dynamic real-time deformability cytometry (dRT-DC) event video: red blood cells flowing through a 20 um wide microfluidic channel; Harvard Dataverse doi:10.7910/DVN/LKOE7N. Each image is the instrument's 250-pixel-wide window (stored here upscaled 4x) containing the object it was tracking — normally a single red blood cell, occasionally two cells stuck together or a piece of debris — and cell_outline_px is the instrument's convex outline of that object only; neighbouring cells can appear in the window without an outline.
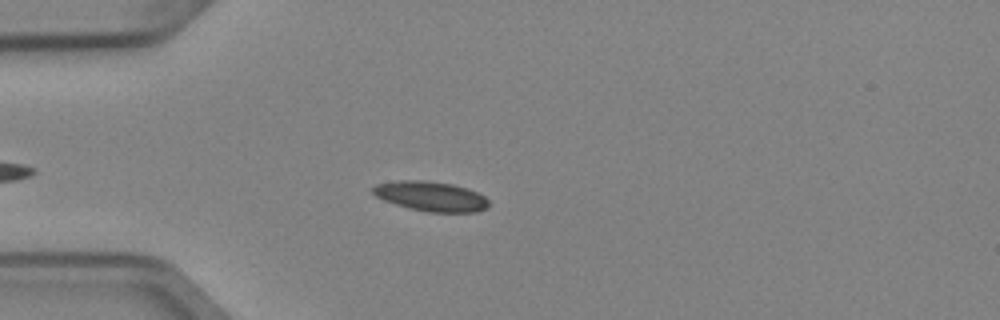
{"species": "Egyptian fruit bat (a non-hibernating species)", "species_latin": "Rousettus aegyptiacus", "temperature_condition": "cold", "stored_images_in_passage": 43, "camera_frame_rate_fps": 3000, "um_per_image_px": 0.085, "animal": {"sex": "female"}, "frame": {"image": 1, "passage_image": 9, "time_ms": 2.667, "image_size_px": [1000, 320], "cell_outline_px": [[488, 204], [484, 208], [476, 212], [428, 212], [396, 204], [384, 200], [376, 196], [372, 192], [372, 188], [376, 184], [400, 180], [428, 180], [452, 184], [468, 188], [484, 196], [488, 200]], "centroid_in_image_um": [36.62, 16.67], "position_along_channel_um": 48.4, "area_um2": 19.94}}
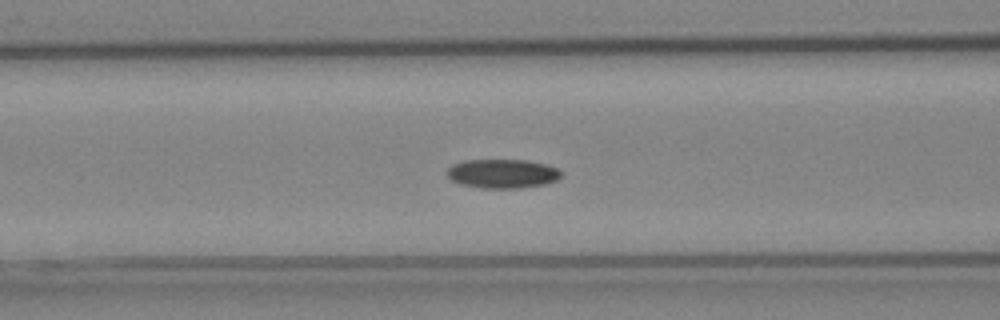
{"frame": {"image": 2, "passage_image": 16, "time_ms": 5.0, "image_size_px": [1000, 320], "cell_outline_px": [[564, 172], [556, 180], [544, 184], [520, 188], [480, 188], [460, 184], [452, 180], [444, 172], [452, 164], [464, 160], [524, 160], [548, 164]], "centroid_in_image_um": [42.69, 14.75], "position_along_channel_um": 123.9, "area_um2": 19.48}}
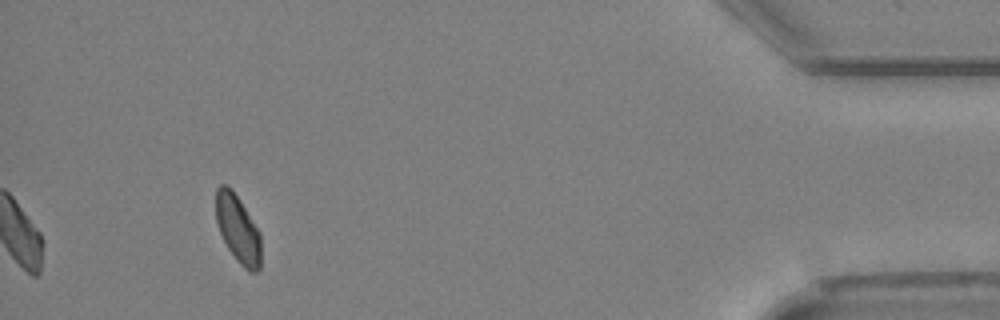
{"frame": {"image": 3, "passage_image": 43, "time_ms": 14.0, "image_size_px": [1000, 320], "cell_outline_px": [[260, 268], [256, 272], [248, 272], [236, 260], [228, 248], [220, 232], [216, 220], [216, 188], [220, 184], [228, 184], [232, 188], [240, 200], [260, 232]], "centroid_in_image_um": [20.21, 19.44], "position_along_channel_um": 415.0, "area_um2": 17.86}}